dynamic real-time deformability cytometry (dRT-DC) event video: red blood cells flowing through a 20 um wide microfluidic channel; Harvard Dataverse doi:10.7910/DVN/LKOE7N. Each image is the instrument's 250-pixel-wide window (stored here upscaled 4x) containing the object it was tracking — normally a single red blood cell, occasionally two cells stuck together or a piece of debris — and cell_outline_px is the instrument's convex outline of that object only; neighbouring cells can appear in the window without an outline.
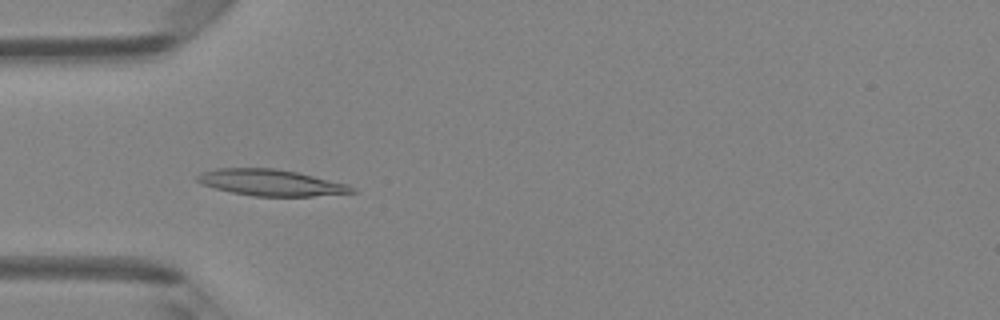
{"species": "Egyptian fruit bat (a non-hibernating species)", "species_latin": "Rousettus aegyptiacus", "temperature_condition": "room temperature", "stored_images_in_passage": 8, "camera_frame_rate_fps": 3000, "um_per_image_px": 0.085, "animal": {"sex": "female"}, "frame": {"image": 1, "passage_image": 4, "time_ms": 1.0, "image_size_px": [1000, 320], "cell_outline_px": [[356, 192], [312, 196], [252, 196], [232, 192], [216, 188], [204, 184], [196, 180], [196, 176], [200, 172], [216, 168], [272, 168], [296, 172], [348, 184], [356, 188]], "centroid_in_image_um": [23.02, 15.52], "position_along_channel_um": 62.0, "area_um2": 23.52}}
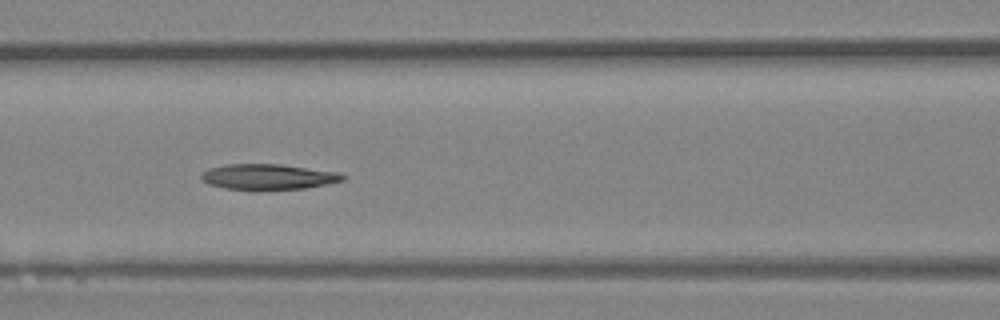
{"frame": {"image": 2, "passage_image": 6, "time_ms": 1.667, "image_size_px": [1000, 320], "cell_outline_px": [[348, 176], [344, 180], [304, 188], [256, 192], [224, 188], [208, 184], [200, 180], [200, 176], [208, 168], [224, 164], [280, 164], [340, 172]], "centroid_in_image_um": [22.76, 15.05], "position_along_channel_um": 143.8, "area_um2": 21.79}}
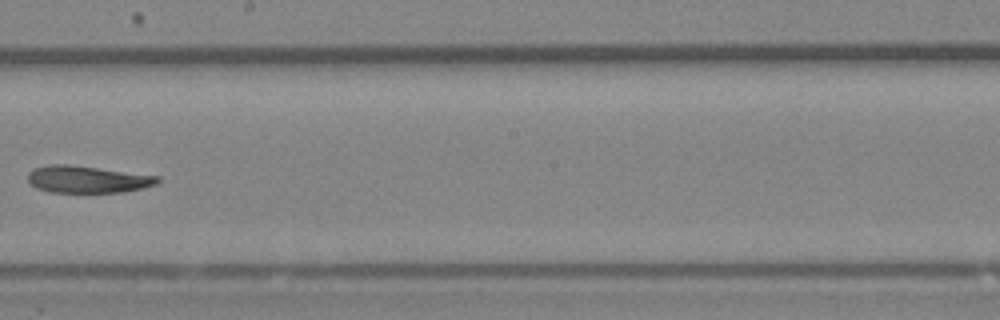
{"frame": {"image": 3, "passage_image": 8, "time_ms": 2.333, "image_size_px": [1000, 320], "cell_outline_px": [[160, 180], [156, 184], [124, 192], [52, 192], [36, 188], [28, 180], [28, 172], [32, 168], [48, 164], [68, 164], [160, 176]], "centroid_in_image_um": [7.4, 15.23], "position_along_channel_um": 240.8, "area_um2": 20.4}}